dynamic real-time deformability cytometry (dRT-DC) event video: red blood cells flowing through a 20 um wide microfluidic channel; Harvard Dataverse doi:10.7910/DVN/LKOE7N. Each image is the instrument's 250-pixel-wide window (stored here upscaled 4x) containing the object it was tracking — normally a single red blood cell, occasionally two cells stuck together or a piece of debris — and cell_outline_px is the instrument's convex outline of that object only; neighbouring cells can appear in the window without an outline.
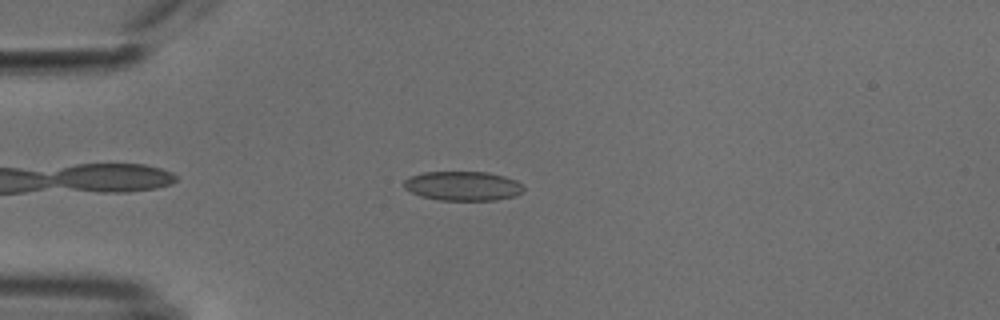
{"species": "common noctule bat (a hibernating species)", "species_latin": "Nyctalus noctula", "temperature_condition": "cold", "stored_images_in_passage": 41, "camera_frame_rate_fps": 3000, "um_per_image_px": 0.085, "animal": {"sex": "male", "body_mass_g": 18.8}, "frame": {"image": 1, "passage_image": 6, "time_ms": 1.667, "image_size_px": [1000, 320], "cell_outline_px": [[524, 192], [512, 196], [496, 200], [436, 200], [420, 196], [404, 188], [404, 180], [408, 176], [424, 172], [488, 172], [504, 176], [516, 180], [524, 188]], "centroid_in_image_um": [39.32, 15.8], "position_along_channel_um": 45.7, "area_um2": 20.52}}
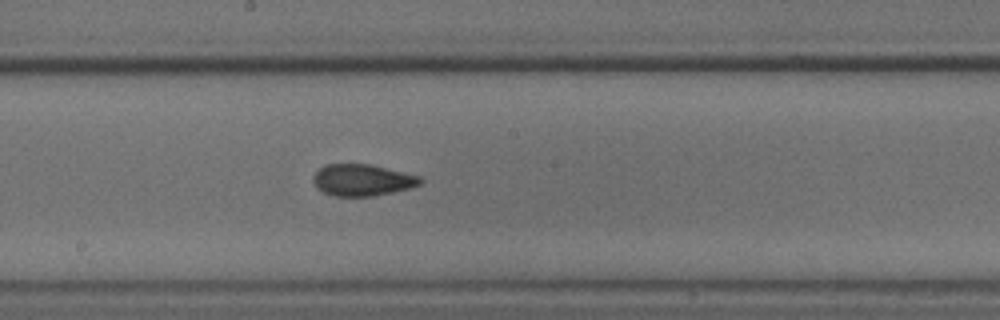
{"frame": {"image": 2, "passage_image": 21, "time_ms": 6.667, "image_size_px": [1000, 320], "cell_outline_px": [[424, 180], [420, 184], [408, 188], [392, 192], [372, 196], [336, 196], [324, 192], [316, 188], [312, 180], [312, 176], [320, 168], [328, 164], [372, 164], [420, 176]], "centroid_in_image_um": [30.79, 15.3], "position_along_channel_um": 217.4, "area_um2": 19.71}}
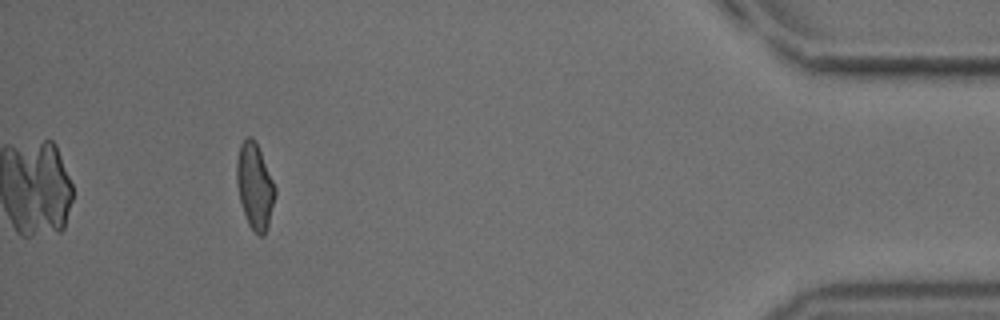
{"frame": {"image": 3, "passage_image": 41, "time_ms": 13.333, "image_size_px": [1000, 320], "cell_outline_px": [[276, 196], [268, 224], [264, 236], [260, 236], [248, 224], [240, 200], [236, 184], [236, 160], [240, 144], [248, 136], [252, 136], [256, 140], [276, 188]], "centroid_in_image_um": [21.65, 15.78], "position_along_channel_um": 413.5, "area_um2": 19.25}, "authors_computed_cell_mechanics": {"area_um2": 19.7098, "velocity_mm_per_s": 3.8167, "shape_relaxation_time_tau1_ms": 7.3387, "shape_relaxation_time_tau2_ms": 2.5021, "deformation_change_tau1": 0.1301, "deformation_change_tau2": 0.0857}}